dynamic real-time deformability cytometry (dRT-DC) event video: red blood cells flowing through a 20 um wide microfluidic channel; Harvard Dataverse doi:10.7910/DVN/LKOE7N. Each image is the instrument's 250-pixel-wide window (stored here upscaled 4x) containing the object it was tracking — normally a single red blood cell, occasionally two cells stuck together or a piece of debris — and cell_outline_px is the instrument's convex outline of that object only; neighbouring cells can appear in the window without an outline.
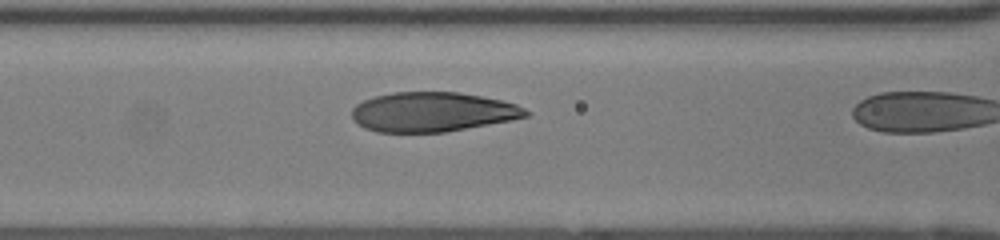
{"species": "human", "species_latin": "Homo sapiens", "temperature_condition": "room temperature", "stored_images_in_passage": 6, "camera_frame_rate_fps": 3000, "um_per_image_px": 0.085, "donor": {"sex": "female"}, "frame": {"image": 1, "passage_image": 5, "time_ms": 1.333, "image_size_px": [1000, 240], "cell_outline_px": [[528, 116], [512, 120], [444, 132], [376, 132], [364, 128], [356, 124], [352, 120], [352, 108], [356, 104], [364, 100], [376, 96], [392, 92], [460, 92], [500, 100], [516, 104], [524, 108], [528, 112]], "centroid_in_image_um": [36.72, 9.52], "position_along_channel_um": 129.9, "area_um2": 40.11}}